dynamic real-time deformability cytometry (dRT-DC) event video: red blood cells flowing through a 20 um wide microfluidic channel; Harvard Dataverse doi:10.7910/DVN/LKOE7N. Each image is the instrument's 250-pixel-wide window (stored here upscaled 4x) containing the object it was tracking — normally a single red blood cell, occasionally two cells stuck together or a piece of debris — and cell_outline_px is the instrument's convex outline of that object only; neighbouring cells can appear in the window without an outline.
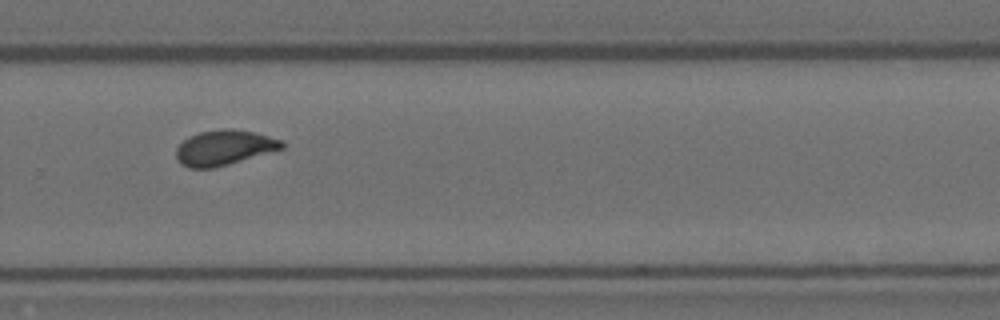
{"species": "Egyptian fruit bat (a non-hibernating species)", "species_latin": "Rousettus aegyptiacus", "temperature_condition": "room temperature", "stored_images_in_passage": 10, "camera_frame_rate_fps": 3000, "um_per_image_px": 0.085, "animal": {"sex": "female"}, "frame": {"image": 1, "passage_image": 10, "time_ms": 3.0, "image_size_px": [1000, 320], "cell_outline_px": [[284, 148], [228, 164], [212, 168], [188, 168], [180, 164], [176, 156], [176, 148], [188, 136], [200, 132], [228, 128], [232, 128], [256, 132], [284, 140]], "centroid_in_image_um": [19.06, 12.54], "position_along_channel_um": 310.7, "area_um2": 21.68}}